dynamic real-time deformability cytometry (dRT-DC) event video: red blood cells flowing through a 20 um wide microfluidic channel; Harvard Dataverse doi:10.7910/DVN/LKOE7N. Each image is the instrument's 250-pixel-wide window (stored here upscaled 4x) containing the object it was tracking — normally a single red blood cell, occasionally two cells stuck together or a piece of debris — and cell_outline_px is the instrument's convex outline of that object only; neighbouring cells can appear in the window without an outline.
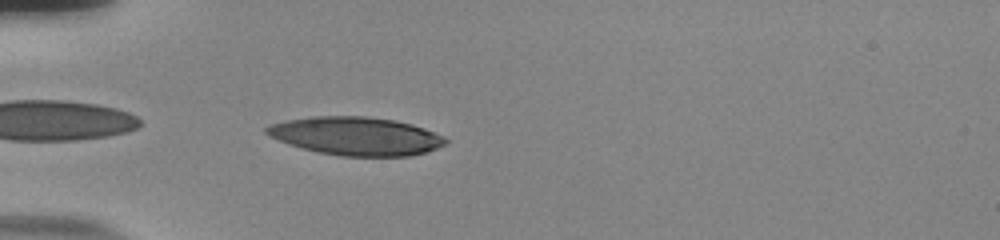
{"species": "human", "species_latin": "Homo sapiens", "temperature_condition": "room temperature", "stored_images_in_passage": 36, "camera_frame_rate_fps": 3000, "um_per_image_px": 0.085, "donor": {"sex": "male"}, "frame": {"image": 1, "passage_image": 1, "time_ms": 0.0, "image_size_px": [1000, 240], "cell_outline_px": [[448, 140], [444, 144], [436, 148], [424, 152], [408, 156], [340, 156], [316, 152], [300, 148], [288, 144], [264, 132], [264, 128], [272, 124], [288, 120], [316, 116], [364, 116], [392, 120], [424, 128]], "centroid_in_image_um": [30.21, 11.57], "position_along_channel_um": 54.8, "area_um2": 39.36}}
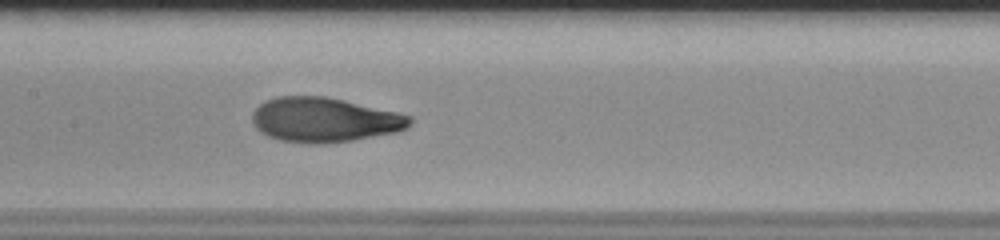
{"frame": {"image": 2, "passage_image": 12, "time_ms": 3.667, "image_size_px": [1000, 240], "cell_outline_px": [[412, 120], [404, 128], [396, 132], [352, 140], [324, 144], [308, 144], [280, 140], [268, 136], [260, 132], [256, 128], [252, 120], [252, 112], [264, 100], [276, 96], [324, 96], [396, 112], [412, 116]], "centroid_in_image_um": [27.51, 10.19], "position_along_channel_um": 179.9, "area_um2": 40.81}}
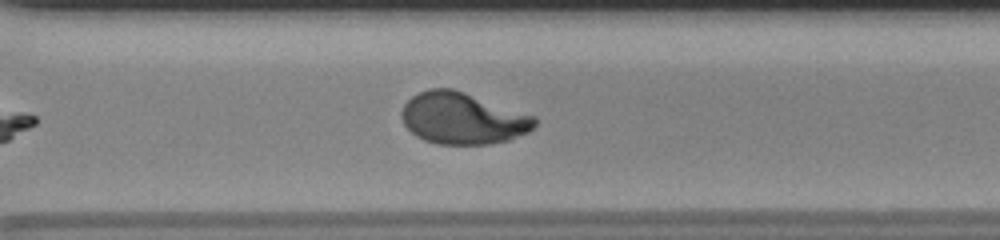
{"frame": {"image": 3, "passage_image": 24, "time_ms": 7.667, "image_size_px": [1000, 240], "cell_outline_px": [[536, 124], [528, 132], [508, 140], [488, 144], [436, 144], [424, 140], [416, 136], [404, 124], [400, 116], [400, 112], [404, 104], [412, 96], [428, 88], [452, 88], [536, 116]], "centroid_in_image_um": [39.3, 10.06], "position_along_channel_um": 331.3, "area_um2": 40.0}, "authors_computed_cell_mechanics": {"area_um2": 40.171, "velocity_mm_per_s": 3.7981, "shape_relaxation_time_tau1_ms": 5.0795, "shape_relaxation_time_tau2_ms": null, "deformation_change_tau1": 0.2623, "deformation_change_tau2": null}}